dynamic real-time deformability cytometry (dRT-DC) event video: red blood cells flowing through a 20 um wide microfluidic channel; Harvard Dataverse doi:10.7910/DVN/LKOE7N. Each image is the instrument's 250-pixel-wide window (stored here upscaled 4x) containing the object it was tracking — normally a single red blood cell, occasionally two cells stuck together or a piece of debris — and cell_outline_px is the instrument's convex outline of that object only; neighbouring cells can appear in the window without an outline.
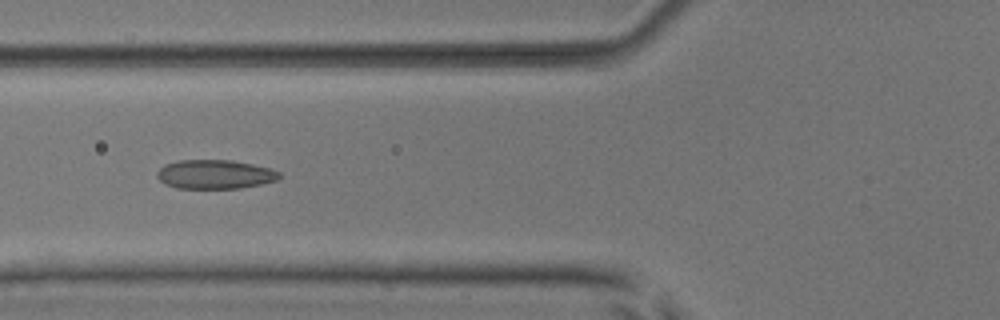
{"species": "common noctule bat (a hibernating species)", "species_latin": "Nyctalus noctula", "temperature_condition": "room temperature", "stored_images_in_passage": 53, "camera_frame_rate_fps": 3000, "um_per_image_px": 0.085, "animal": {"sex": "male", "body_mass_g": 17.9, "forearm_length_mm": 54.2}, "frame": {"image": 1, "passage_image": 21, "time_ms": 6.667, "image_size_px": [1000, 320], "cell_outline_px": [[280, 176], [276, 180], [260, 184], [240, 188], [176, 188], [164, 184], [156, 176], [156, 172], [164, 164], [180, 160], [232, 160], [272, 168], [280, 172]], "centroid_in_image_um": [18.25, 14.81], "position_along_channel_um": 107.6, "area_um2": 20.75}}
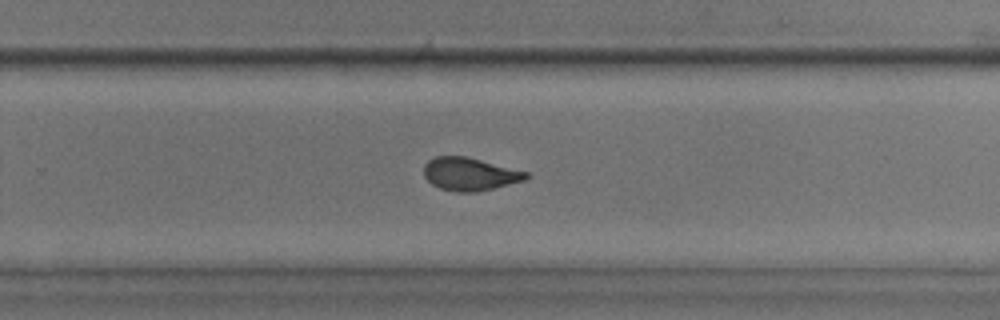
{"frame": {"image": 2, "passage_image": 35, "time_ms": 11.333, "image_size_px": [1000, 320], "cell_outline_px": [[532, 176], [524, 180], [476, 192], [456, 192], [440, 188], [432, 184], [424, 176], [424, 164], [428, 160], [436, 156], [464, 156], [528, 172]], "centroid_in_image_um": [39.91, 14.79], "position_along_channel_um": 289.9, "area_um2": 19.42}}
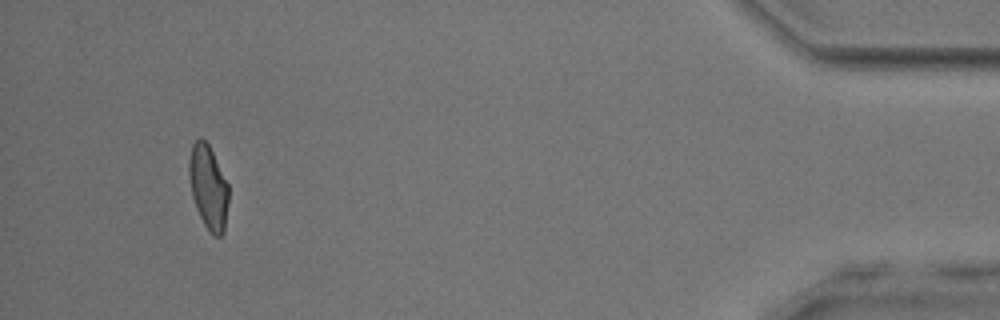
{"frame": {"image": 3, "passage_image": 50, "time_ms": 16.333, "image_size_px": [1000, 320], "cell_outline_px": [[228, 200], [224, 232], [220, 236], [212, 236], [208, 232], [196, 208], [192, 196], [188, 172], [188, 160], [192, 144], [200, 136], [208, 144], [228, 184]], "centroid_in_image_um": [17.69, 15.92], "position_along_channel_um": 417.5, "area_um2": 19.36}, "authors_computed_cell_mechanics": {"area_um2": 20.0566, "velocity_mm_per_s": 3.917, "shape_relaxation_time_tau1_ms": 7.507, "shape_relaxation_time_tau2_ms": 1.3518, "deformation_change_tau1": 0.1873, "deformation_change_tau2": 0.0799}}